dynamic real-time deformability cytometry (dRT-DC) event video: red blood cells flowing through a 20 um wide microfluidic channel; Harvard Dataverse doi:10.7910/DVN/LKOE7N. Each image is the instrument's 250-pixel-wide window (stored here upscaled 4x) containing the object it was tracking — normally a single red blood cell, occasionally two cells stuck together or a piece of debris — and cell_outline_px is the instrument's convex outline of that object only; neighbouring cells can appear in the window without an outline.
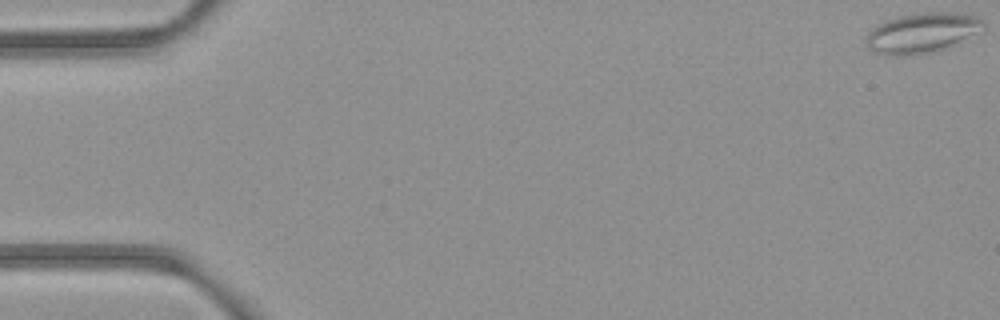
{"species": "common noctule bat (a hibernating species)", "species_latin": "Nyctalus noctula", "temperature_condition": "room temperature", "stored_images_in_passage": 54, "camera_frame_rate_fps": 3000, "um_per_image_px": 0.085, "animal": {"sex": "female", "body_mass_g": 21.9}, "frame": {"image": 1, "passage_image": 1, "time_ms": 0.0, "image_size_px": [1000, 320], "cell_outline_px": [[984, 28], [976, 32], [940, 48], [928, 52], [908, 56], [884, 56], [872, 52], [868, 48], [868, 32], [872, 28], [884, 20], [896, 16], [920, 12], [944, 12], [976, 16], [984, 20]], "centroid_in_image_um": [78.26, 2.78], "position_along_channel_um": 6.7, "area_um2": 26.82}}
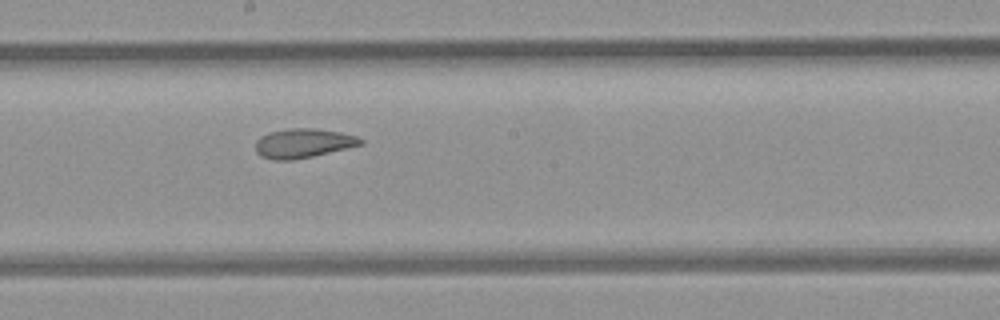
{"frame": {"image": 2, "passage_image": 30, "time_ms": 9.667, "image_size_px": [1000, 320], "cell_outline_px": [[364, 144], [312, 156], [292, 160], [276, 160], [260, 156], [256, 152], [256, 140], [260, 136], [272, 132], [288, 128], [316, 128], [340, 132], [356, 136], [364, 140]], "centroid_in_image_um": [25.77, 12.17], "position_along_channel_um": 222.4, "area_um2": 17.86}}
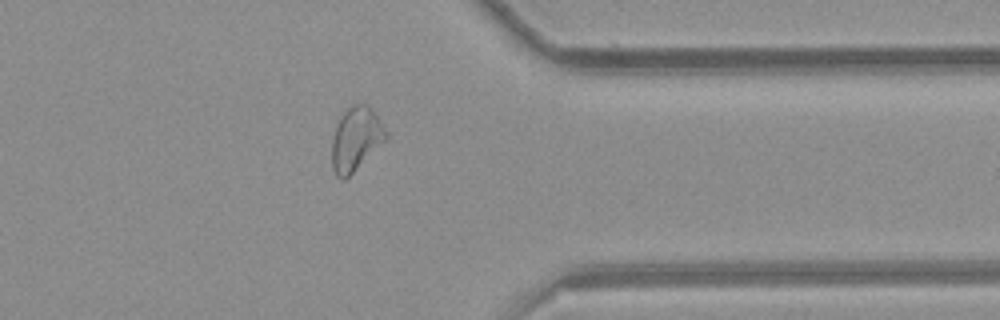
{"frame": {"image": 3, "passage_image": 43, "time_ms": 14.0, "image_size_px": [1000, 320], "cell_outline_px": [[388, 140], [344, 180], [340, 180], [336, 176], [332, 168], [332, 140], [336, 128], [344, 112], [352, 104], [368, 104], [372, 108], [388, 132]], "centroid_in_image_um": [30.29, 11.83], "position_along_channel_um": 381.1, "area_um2": 20.17}, "authors_computed_cell_mechanics": {"area_um2": 21.0103, "velocity_mm_per_s": 3.9031, "shape_relaxation_time_tau1_ms": null, "shape_relaxation_time_tau2_ms": 2.0927, "deformation_change_tau1": null, "deformation_change_tau2": 0.0805}}